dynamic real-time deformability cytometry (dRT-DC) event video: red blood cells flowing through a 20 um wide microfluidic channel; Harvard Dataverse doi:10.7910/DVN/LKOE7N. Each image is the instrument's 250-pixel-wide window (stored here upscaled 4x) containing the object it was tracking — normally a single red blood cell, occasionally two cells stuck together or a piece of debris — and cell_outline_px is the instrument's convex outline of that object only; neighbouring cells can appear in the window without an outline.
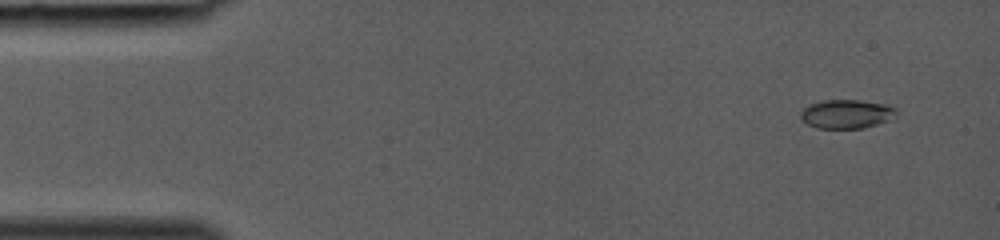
{"species": "common noctule bat (a hibernating species)", "species_latin": "Nyctalus noctula", "temperature_condition": "room temperature", "stored_images_in_passage": 37, "camera_frame_rate_fps": 3000, "um_per_image_px": 0.085, "animal": {"sex": "female", "body_mass_g": 19.0, "forearm_length_mm": 53.3}, "frame": {"image": 1, "passage_image": 1, "time_ms": 0.0, "image_size_px": [1000, 240], "cell_outline_px": [[896, 116], [888, 120], [864, 128], [816, 128], [808, 124], [800, 116], [800, 112], [808, 104], [824, 100], [860, 100], [888, 104], [896, 108]], "centroid_in_image_um": [71.96, 9.68], "position_along_channel_um": 13.0, "area_um2": 16.13}}
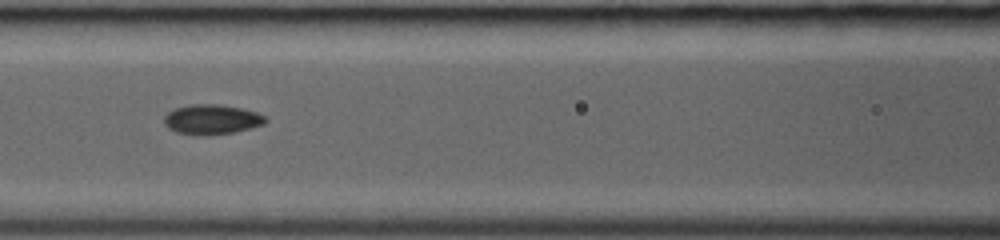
{"frame": {"image": 2, "passage_image": 16, "time_ms": 5.0, "image_size_px": [1000, 240], "cell_outline_px": [[268, 120], [264, 124], [232, 132], [204, 136], [176, 132], [168, 128], [164, 124], [164, 116], [168, 112], [176, 108], [192, 104], [220, 104], [240, 108], [256, 112], [264, 116]], "centroid_in_image_um": [17.97, 10.15], "position_along_channel_um": 148.6, "area_um2": 17.51}}
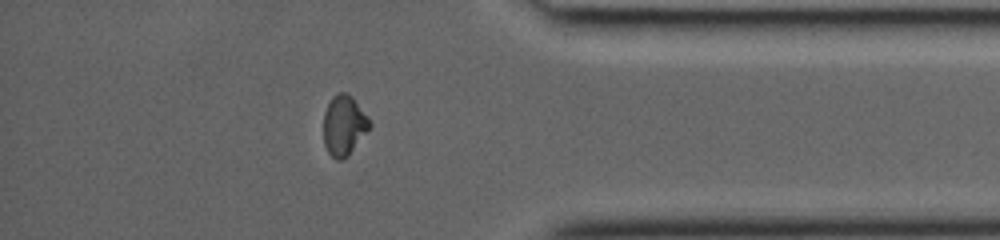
{"frame": {"image": 3, "passage_image": 32, "time_ms": 10.333, "image_size_px": [1000, 240], "cell_outline_px": [[372, 124], [348, 156], [340, 160], [336, 160], [328, 152], [324, 144], [324, 112], [332, 96], [340, 92], [348, 92], [352, 96], [368, 116]], "centroid_in_image_um": [29.24, 10.64], "position_along_channel_um": 406.0, "area_um2": 16.13}}